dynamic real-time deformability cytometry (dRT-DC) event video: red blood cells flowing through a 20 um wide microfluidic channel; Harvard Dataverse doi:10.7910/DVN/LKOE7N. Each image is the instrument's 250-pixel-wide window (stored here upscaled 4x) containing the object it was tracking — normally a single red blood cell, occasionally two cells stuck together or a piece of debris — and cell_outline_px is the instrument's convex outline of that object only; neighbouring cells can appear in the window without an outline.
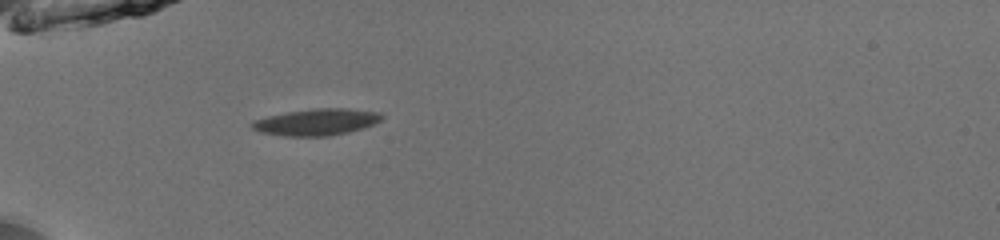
{"species": "common noctule bat (a hibernating species)", "species_latin": "Nyctalus noctula", "temperature_condition": "room temperature", "stored_images_in_passage": 36, "camera_frame_rate_fps": 3000, "um_per_image_px": 0.085, "animal": {"sex": "male", "body_mass_g": 13.0, "forearm_length_mm": 53.1}, "frame": {"image": 1, "passage_image": 1, "time_ms": 0.0, "image_size_px": [1000, 240], "cell_outline_px": [[384, 116], [380, 120], [364, 128], [348, 132], [328, 136], [284, 136], [260, 132], [252, 128], [252, 120], [268, 116], [288, 112], [312, 108], [344, 108], [380, 112]], "centroid_in_image_um": [26.9, 10.37], "position_along_channel_um": 58.1, "area_um2": 20.06}}
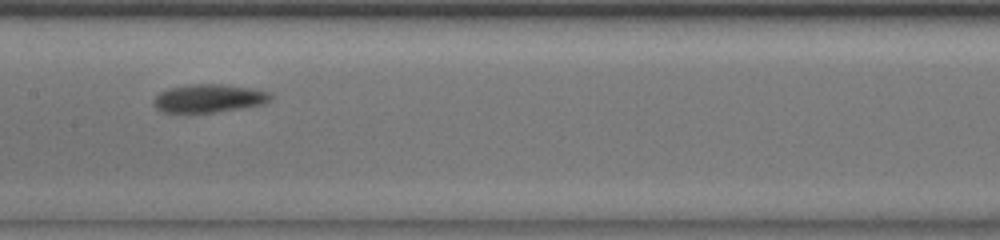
{"frame": {"image": 2, "passage_image": 12, "time_ms": 3.667, "image_size_px": [1000, 240], "cell_outline_px": [[272, 100], [264, 104], [216, 112], [184, 116], [164, 112], [156, 108], [152, 104], [156, 96], [160, 92], [168, 88], [192, 84], [220, 84], [248, 88], [268, 92], [272, 96]], "centroid_in_image_um": [17.67, 8.41], "position_along_channel_um": 189.7, "area_um2": 19.77}}
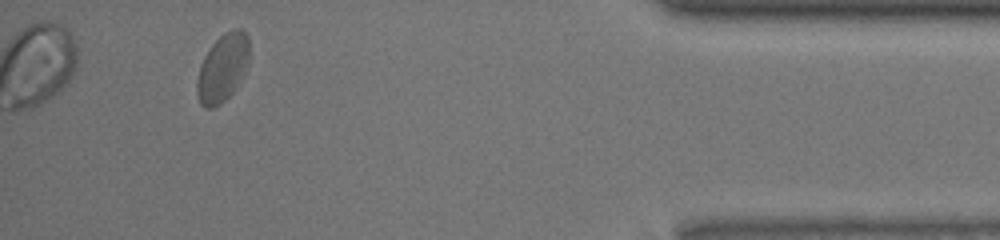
{"frame": {"image": 3, "passage_image": 33, "time_ms": 10.667, "image_size_px": [1000, 240], "cell_outline_px": [[248, 64], [236, 88], [220, 104], [212, 108], [204, 108], [200, 104], [196, 92], [196, 84], [200, 64], [204, 56], [212, 44], [224, 32], [232, 28], [240, 28], [248, 36]], "centroid_in_image_um": [18.9, 5.77], "position_along_channel_um": 416.3, "area_um2": 20.69}, "authors_computed_cell_mechanics": {"area_um2": 19.3052, "velocity_mm_per_s": 3.8734, "shape_relaxation_time_tau1_ms": 4.8136, "shape_relaxation_time_tau2_ms": 1.0133, "deformation_change_tau1": 0.1281, "deformation_change_tau2": 0.046}}